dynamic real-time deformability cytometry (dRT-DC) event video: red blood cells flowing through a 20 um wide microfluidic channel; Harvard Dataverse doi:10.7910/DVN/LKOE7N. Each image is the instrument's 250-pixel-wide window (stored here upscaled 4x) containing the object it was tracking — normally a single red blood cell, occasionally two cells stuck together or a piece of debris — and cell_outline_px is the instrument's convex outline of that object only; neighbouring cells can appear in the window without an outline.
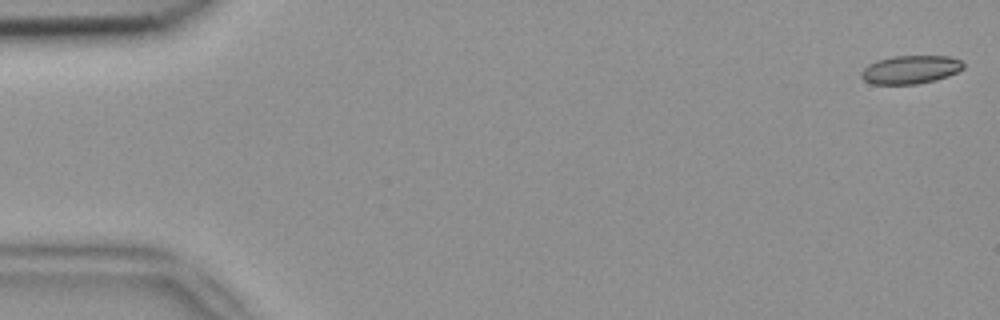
{"species": "common noctule bat (a hibernating species)", "species_latin": "Nyctalus noctula", "temperature_condition": "room temperature", "stored_images_in_passage": 6, "segment_of_instrument_passage": [1, 2], "camera_frame_rate_fps": 3000, "um_per_image_px": 0.085, "animal": {"sex": "female", "body_mass_g": 18.4}, "frame": {"image": 1, "passage_image": 1, "time_ms": 0.0, "image_size_px": [1000, 320], "cell_outline_px": [[964, 68], [948, 76], [936, 80], [916, 84], [872, 84], [864, 80], [860, 76], [860, 72], [864, 68], [876, 60], [892, 56], [948, 56], [960, 60], [964, 64]], "centroid_in_image_um": [77.38, 5.92], "position_along_channel_um": 7.6, "area_um2": 16.88}}